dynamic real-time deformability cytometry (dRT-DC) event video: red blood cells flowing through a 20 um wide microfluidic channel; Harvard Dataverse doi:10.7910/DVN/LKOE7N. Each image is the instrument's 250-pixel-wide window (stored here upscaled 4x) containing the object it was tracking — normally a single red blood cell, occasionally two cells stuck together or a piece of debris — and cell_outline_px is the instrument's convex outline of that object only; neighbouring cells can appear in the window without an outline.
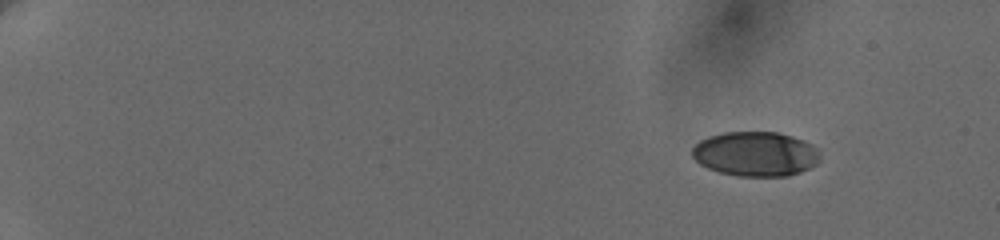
{"species": "human", "species_latin": "Homo sapiens", "temperature_condition": "cold", "stored_images_in_passage": 11, "camera_frame_rate_fps": 3000, "um_per_image_px": 0.085, "donor": {"sex": "female"}, "frame": {"image": 1, "passage_image": 2, "time_ms": 1.333, "image_size_px": [1000, 240], "cell_outline_px": [[820, 160], [816, 164], [800, 172], [788, 176], [740, 176], [720, 172], [708, 168], [700, 164], [692, 156], [692, 148], [700, 140], [708, 136], [724, 132], [780, 132], [804, 140], [812, 144], [816, 148], [820, 156]], "centroid_in_image_um": [64.23, 13.07], "position_along_channel_um": 20.8, "area_um2": 33.35}}
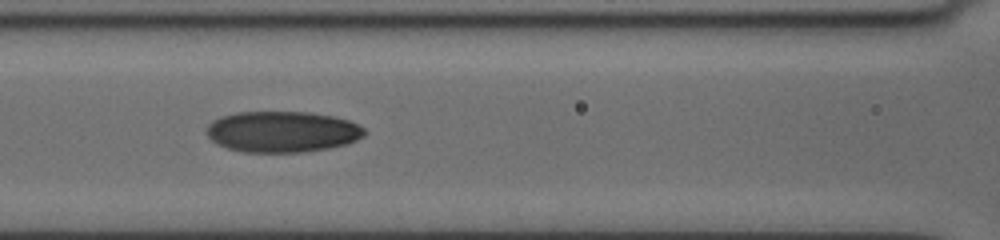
{"frame": {"image": 2, "passage_image": 10, "time_ms": 9.0, "image_size_px": [1000, 240], "cell_outline_px": [[368, 132], [364, 136], [356, 140], [344, 144], [328, 148], [300, 152], [244, 152], [228, 148], [216, 144], [204, 132], [208, 124], [212, 120], [220, 116], [236, 112], [308, 112], [332, 116], [348, 120], [364, 128]], "centroid_in_image_um": [23.95, 11.19], "position_along_channel_um": 142.7, "area_um2": 37.86}}
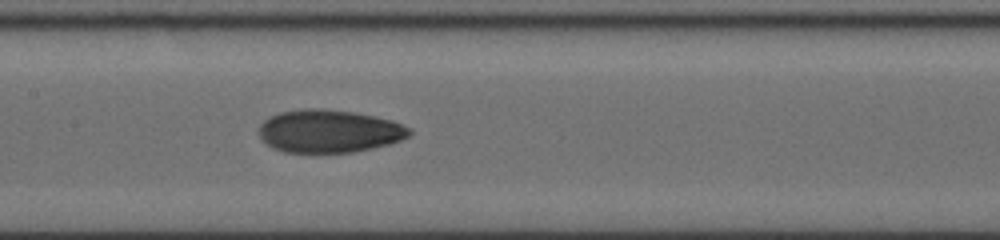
{"frame": {"image": 3, "passage_image": 11, "time_ms": 10.0, "image_size_px": [1000, 240], "cell_outline_px": [[412, 132], [408, 136], [400, 140], [388, 144], [372, 148], [352, 152], [284, 152], [272, 148], [260, 136], [260, 124], [268, 116], [280, 112], [304, 108], [324, 108], [352, 112], [376, 116], [392, 120], [412, 128]], "centroid_in_image_um": [27.98, 11.13], "position_along_channel_um": 179.4, "area_um2": 37.63}}